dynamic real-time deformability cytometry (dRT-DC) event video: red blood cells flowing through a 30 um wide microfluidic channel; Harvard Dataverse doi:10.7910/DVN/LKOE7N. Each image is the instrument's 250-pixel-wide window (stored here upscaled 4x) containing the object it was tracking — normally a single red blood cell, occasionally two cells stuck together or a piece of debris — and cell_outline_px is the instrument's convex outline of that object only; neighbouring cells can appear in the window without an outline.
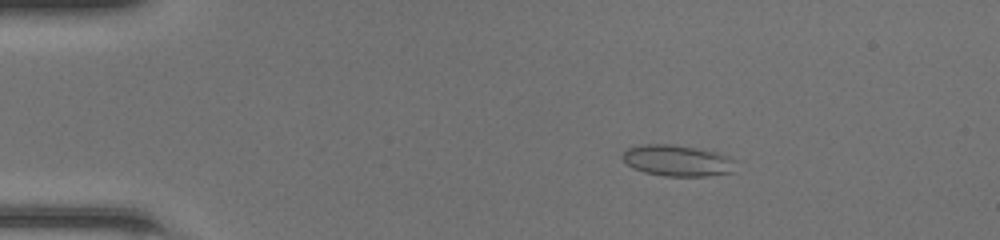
{"species": "common noctule bat (a hibernating species)", "species_latin": "Nyctalus noctula", "temperature_condition": "room temperature", "stored_images_in_passage": 49, "camera_frame_rate_fps": 3000, "um_per_image_px": 0.085, "animal": {"sex": "female", "body_mass_g": 20.0, "forearm_length_mm": 54.0}, "frame": {"image": 1, "passage_image": 9, "time_ms": 2.667, "image_size_px": [1000, 240], "cell_outline_px": [[736, 160], [732, 172], [708, 176], [664, 176], [644, 172], [632, 168], [620, 156], [628, 148], [640, 144], [672, 144], [696, 148], [716, 152], [728, 156]], "centroid_in_image_um": [57.56, 13.65], "position_along_channel_um": 27.4, "area_um2": 20.63}}
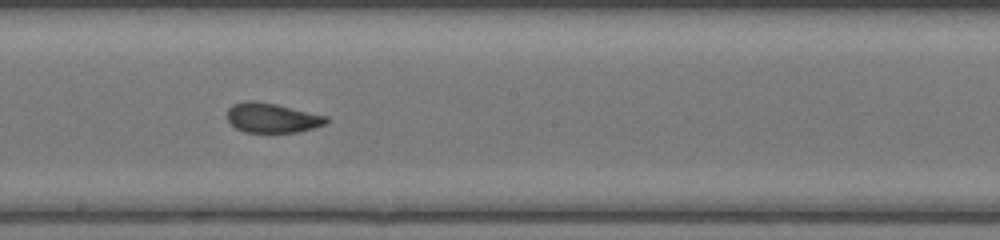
{"frame": {"image": 2, "passage_image": 28, "time_ms": 9.0, "image_size_px": [1000, 240], "cell_outline_px": [[328, 120], [324, 124], [312, 128], [296, 132], [244, 132], [236, 128], [228, 120], [228, 108], [232, 104], [244, 100], [252, 100], [276, 104], [328, 116]], "centroid_in_image_um": [23.1, 10.0], "position_along_channel_um": 225.1, "area_um2": 17.05}}
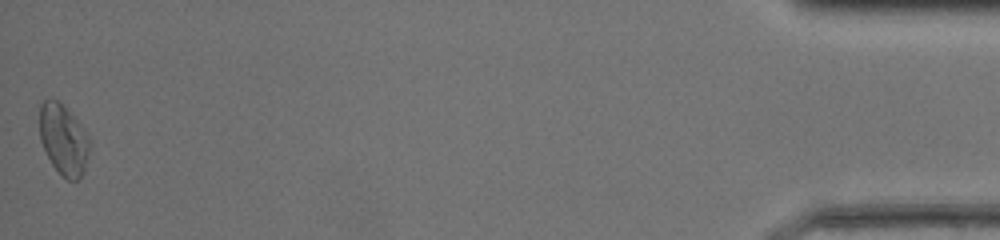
{"frame": {"image": 3, "passage_image": 49, "time_ms": 16.0, "image_size_px": [1000, 240], "cell_outline_px": [[88, 156], [84, 172], [76, 180], [68, 180], [52, 164], [40, 140], [40, 104], [44, 100], [52, 96], [76, 120], [88, 136]], "centroid_in_image_um": [5.37, 11.85], "position_along_channel_um": 429.8, "area_um2": 19.94}, "authors_computed_cell_mechanics": {"area_um2": 18.1492, "velocity_mm_per_s": 4.2769, "shape_relaxation_time_tau1_ms": null, "shape_relaxation_time_tau2_ms": 1.2395, "deformation_change_tau1": null, "deformation_change_tau2": 0.064}}